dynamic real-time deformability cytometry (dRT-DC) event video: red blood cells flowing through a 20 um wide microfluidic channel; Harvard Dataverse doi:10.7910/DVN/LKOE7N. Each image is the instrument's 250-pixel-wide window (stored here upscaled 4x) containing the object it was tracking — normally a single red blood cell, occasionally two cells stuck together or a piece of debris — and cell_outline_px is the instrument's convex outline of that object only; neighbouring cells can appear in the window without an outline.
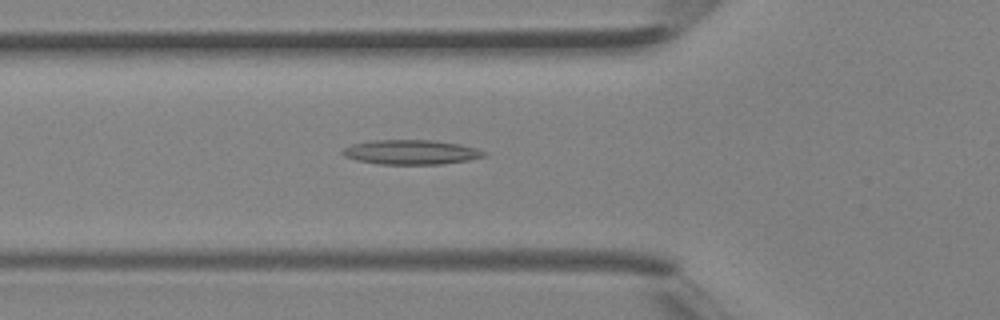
{"species": "Egyptian fruit bat (a non-hibernating species)", "species_latin": "Rousettus aegyptiacus", "temperature_condition": "room temperature", "stored_images_in_passage": 28, "camera_frame_rate_fps": 3000, "um_per_image_px": 0.085, "animal": {"sex": "female"}, "frame": {"image": 1, "passage_image": 7, "time_ms": 2.0, "image_size_px": [1000, 320], "cell_outline_px": [[488, 152], [484, 156], [468, 160], [440, 164], [380, 164], [356, 160], [344, 156], [340, 152], [344, 148], [352, 144], [372, 140], [432, 140], [460, 144], [476, 148]], "centroid_in_image_um": [34.93, 12.93], "position_along_channel_um": 90.9, "area_um2": 20.23}}
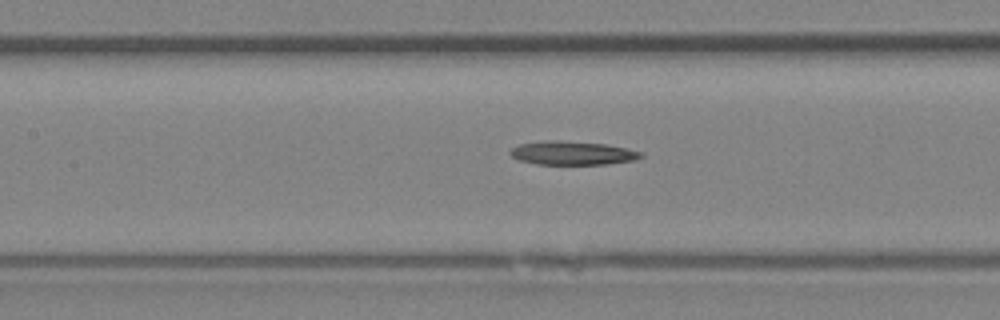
{"frame": {"image": 2, "passage_image": 11, "time_ms": 3.333, "image_size_px": [1000, 320], "cell_outline_px": [[644, 156], [636, 160], [608, 164], [536, 164], [520, 160], [512, 156], [508, 152], [512, 148], [520, 144], [540, 140], [560, 140], [604, 144], [628, 148], [644, 152]], "centroid_in_image_um": [48.69, 13.0], "position_along_channel_um": 158.7, "area_um2": 18.21}}
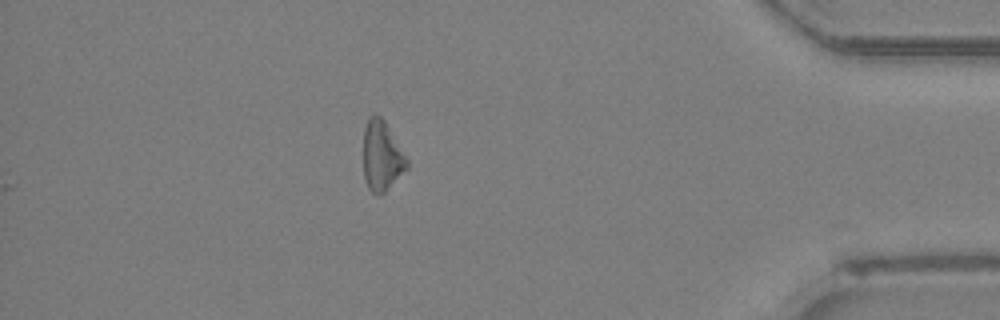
{"frame": {"image": 3, "passage_image": 28, "time_ms": 9.0, "image_size_px": [1000, 320], "cell_outline_px": [[408, 168], [380, 196], [372, 192], [368, 188], [364, 180], [364, 128], [368, 116], [372, 112], [376, 112], [384, 120], [408, 160]], "centroid_in_image_um": [32.43, 13.23], "position_along_channel_um": 402.8, "area_um2": 17.8}}